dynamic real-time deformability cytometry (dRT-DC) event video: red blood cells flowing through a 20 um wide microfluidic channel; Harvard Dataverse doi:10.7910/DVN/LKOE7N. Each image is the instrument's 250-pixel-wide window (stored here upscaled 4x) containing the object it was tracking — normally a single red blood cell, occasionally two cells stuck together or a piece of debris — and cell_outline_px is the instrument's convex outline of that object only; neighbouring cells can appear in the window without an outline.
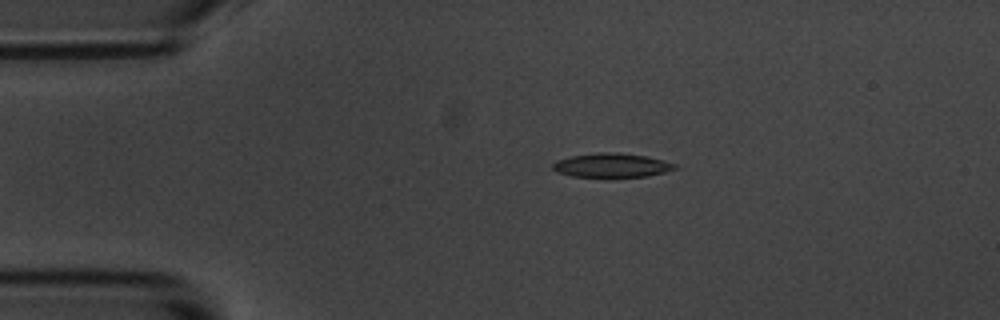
{"species": "common noctule bat (a hibernating species)", "species_latin": "Nyctalus noctula", "temperature_condition": "room temperature", "stored_images_in_passage": 5, "camera_frame_rate_fps": 3000, "um_per_image_px": 0.085, "animal": {"sex": "male", "body_mass_g": 20.1, "forearm_length_mm": 53.5}, "frame": {"image": 1, "passage_image": 4, "time_ms": 3.667, "image_size_px": [1000, 320], "cell_outline_px": [[680, 168], [648, 176], [572, 176], [556, 172], [552, 168], [552, 164], [556, 160], [572, 156], [596, 152], [620, 152], [648, 156], [664, 160], [676, 164]], "centroid_in_image_um": [52.02, 14.03], "position_along_channel_um": 33.0, "area_um2": 17.17}}